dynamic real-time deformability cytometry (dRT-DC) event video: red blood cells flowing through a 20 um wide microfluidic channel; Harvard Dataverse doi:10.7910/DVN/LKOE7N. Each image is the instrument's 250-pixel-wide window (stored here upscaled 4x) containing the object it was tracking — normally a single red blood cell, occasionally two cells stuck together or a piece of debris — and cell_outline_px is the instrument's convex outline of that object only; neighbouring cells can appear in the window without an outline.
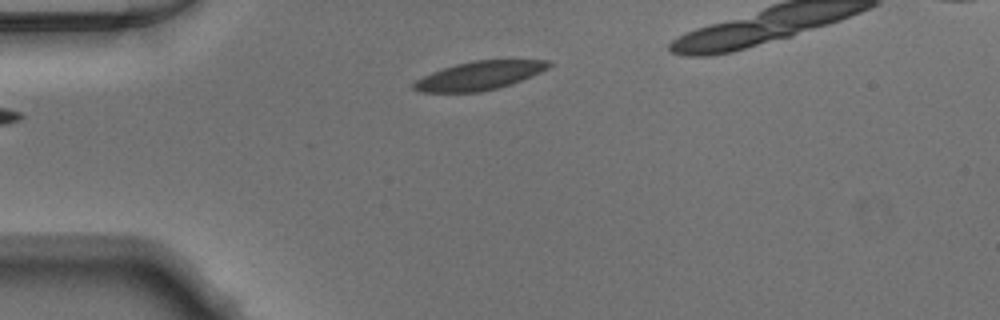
{"species": "Egyptian fruit bat (a non-hibernating species)", "species_latin": "Rousettus aegyptiacus", "temperature_condition": "warm", "stored_images_in_passage": 32, "camera_frame_rate_fps": 3000, "um_per_image_px": 0.085, "animal": {"sex": "male"}, "frame": {"image": 1, "passage_image": 1, "time_ms": 0.0, "image_size_px": [1000, 320], "cell_outline_px": [[552, 64], [548, 68], [540, 72], [520, 80], [496, 88], [480, 92], [420, 92], [412, 88], [412, 84], [416, 80], [432, 72], [456, 64], [472, 60], [552, 60]], "centroid_in_image_um": [40.72, 6.42], "position_along_channel_um": 44.3, "area_um2": 22.2}}
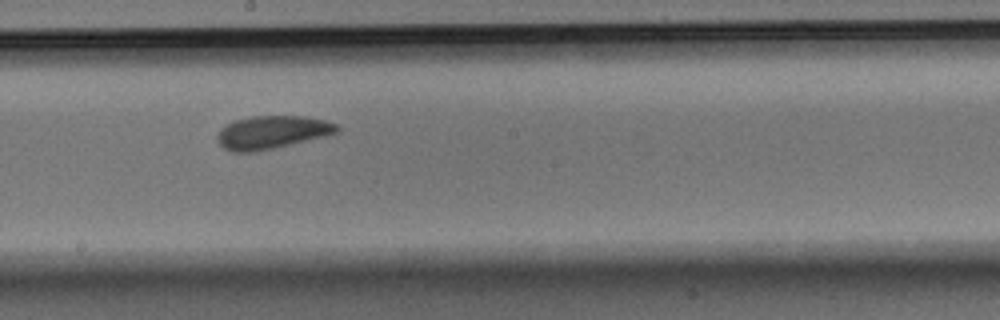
{"frame": {"image": 2, "passage_image": 16, "time_ms": 5.0, "image_size_px": [1000, 320], "cell_outline_px": [[340, 128], [336, 132], [256, 152], [232, 152], [224, 148], [220, 144], [216, 136], [220, 128], [236, 120], [252, 116], [304, 116], [324, 120], [336, 124]], "centroid_in_image_um": [23.04, 11.23], "position_along_channel_um": 225.2, "area_um2": 22.48}}
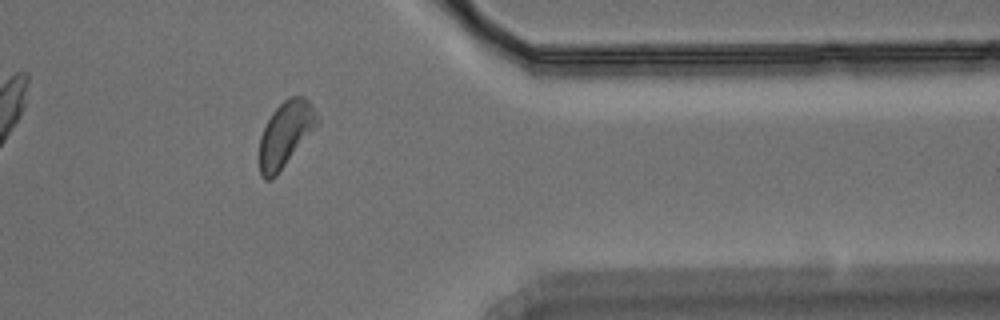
{"frame": {"image": 3, "passage_image": 29, "time_ms": 9.333, "image_size_px": [1000, 320], "cell_outline_px": [[320, 124], [276, 176], [272, 180], [264, 180], [260, 176], [260, 136], [272, 112], [288, 96], [304, 96], [312, 104], [320, 116]], "centroid_in_image_um": [24.31, 11.39], "position_along_channel_um": 387.1, "area_um2": 22.37}}